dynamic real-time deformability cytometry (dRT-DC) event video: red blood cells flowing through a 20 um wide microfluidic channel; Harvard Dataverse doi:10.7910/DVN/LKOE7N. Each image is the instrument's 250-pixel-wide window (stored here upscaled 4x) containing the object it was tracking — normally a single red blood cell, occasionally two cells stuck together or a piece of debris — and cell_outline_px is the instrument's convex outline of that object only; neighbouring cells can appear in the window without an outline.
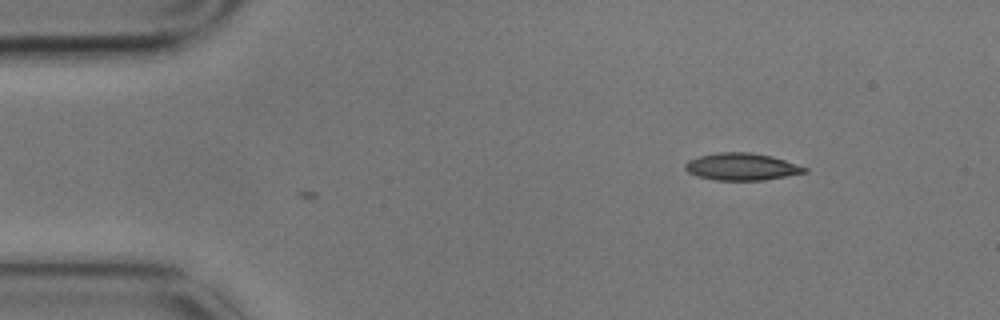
{"species": "common noctule bat (a hibernating species)", "species_latin": "Nyctalus noctula", "temperature_condition": "cold", "stored_images_in_passage": 4, "camera_frame_rate_fps": 3000, "um_per_image_px": 0.085, "animal": {"sex": "male", "body_mass_g": 17.9}, "frame": {"image": 1, "passage_image": 4, "time_ms": 1.0, "image_size_px": [1000, 320], "cell_outline_px": [[808, 172], [764, 180], [712, 180], [696, 176], [688, 172], [684, 168], [684, 164], [688, 160], [700, 156], [716, 152], [748, 152], [772, 156], [808, 168]], "centroid_in_image_um": [63.01, 14.17], "position_along_channel_um": 22.0, "area_um2": 18.96}}